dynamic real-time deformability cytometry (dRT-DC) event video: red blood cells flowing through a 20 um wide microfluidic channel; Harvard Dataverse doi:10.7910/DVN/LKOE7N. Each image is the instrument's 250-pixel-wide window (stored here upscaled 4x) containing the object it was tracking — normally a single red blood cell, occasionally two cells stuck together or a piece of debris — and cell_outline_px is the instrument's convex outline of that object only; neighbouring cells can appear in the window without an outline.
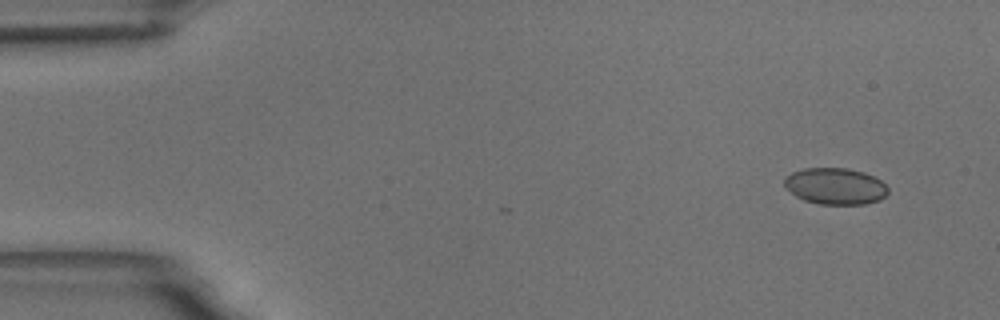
{"species": "common noctule bat (a hibernating species)", "species_latin": "Nyctalus noctula", "temperature_condition": "room temperature", "stored_images_in_passage": 52, "camera_frame_rate_fps": 3000, "um_per_image_px": 0.085, "animal": {"sex": "male", "body_mass_g": 18.8}, "frame": {"image": 1, "passage_image": 1, "time_ms": 0.0, "image_size_px": [1000, 320], "cell_outline_px": [[888, 192], [880, 200], [864, 204], [820, 204], [804, 200], [796, 196], [784, 188], [784, 180], [792, 172], [804, 168], [848, 168], [864, 172], [880, 180], [888, 188]], "centroid_in_image_um": [70.99, 15.82], "position_along_channel_um": 14.0, "area_um2": 22.02}}
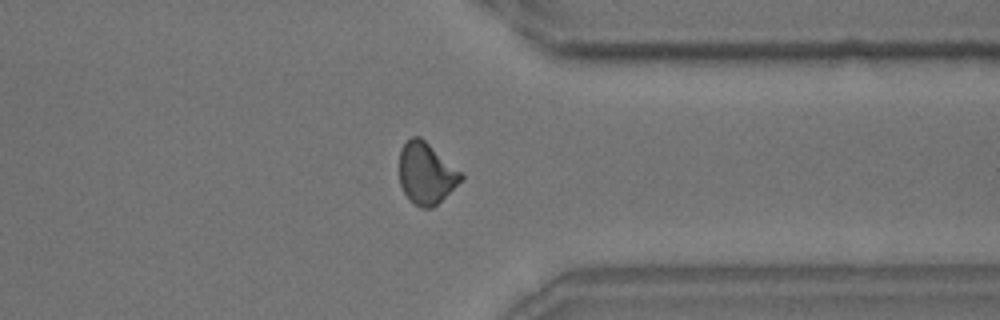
{"frame": {"image": 2, "passage_image": 40, "time_ms": 13.0, "image_size_px": [1000, 320], "cell_outline_px": [[464, 180], [432, 208], [420, 208], [412, 204], [408, 200], [400, 184], [400, 148], [412, 136], [420, 136], [460, 172], [464, 176]], "centroid_in_image_um": [36.21, 14.77], "position_along_channel_um": 375.2, "area_um2": 22.02}}
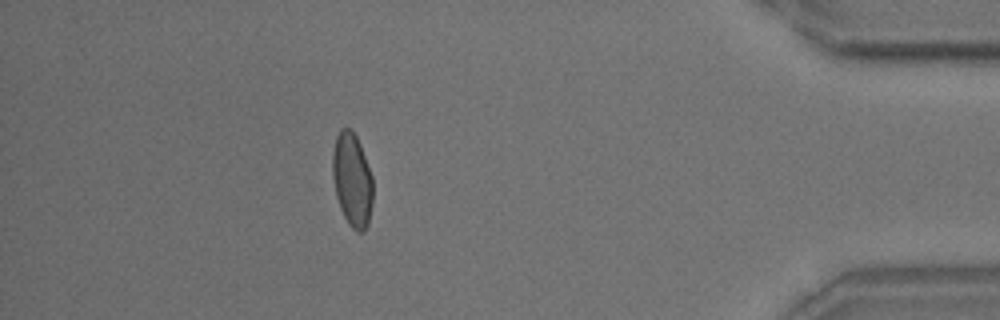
{"frame": {"image": 3, "passage_image": 46, "time_ms": 15.0, "image_size_px": [1000, 320], "cell_outline_px": [[372, 204], [368, 224], [364, 232], [356, 232], [348, 224], [340, 208], [336, 196], [332, 176], [332, 152], [336, 136], [340, 128], [352, 128], [360, 144], [372, 176]], "centroid_in_image_um": [29.92, 15.28], "position_along_channel_um": 405.3, "area_um2": 22.25}, "authors_computed_cell_mechanics": {"area_um2": 22.0218, "velocity_mm_per_s": 3.6608, "shape_relaxation_time_tau1_ms": null, "shape_relaxation_time_tau2_ms": 1.3459, "deformation_change_tau1": null, "deformation_change_tau2": 0.0465}}